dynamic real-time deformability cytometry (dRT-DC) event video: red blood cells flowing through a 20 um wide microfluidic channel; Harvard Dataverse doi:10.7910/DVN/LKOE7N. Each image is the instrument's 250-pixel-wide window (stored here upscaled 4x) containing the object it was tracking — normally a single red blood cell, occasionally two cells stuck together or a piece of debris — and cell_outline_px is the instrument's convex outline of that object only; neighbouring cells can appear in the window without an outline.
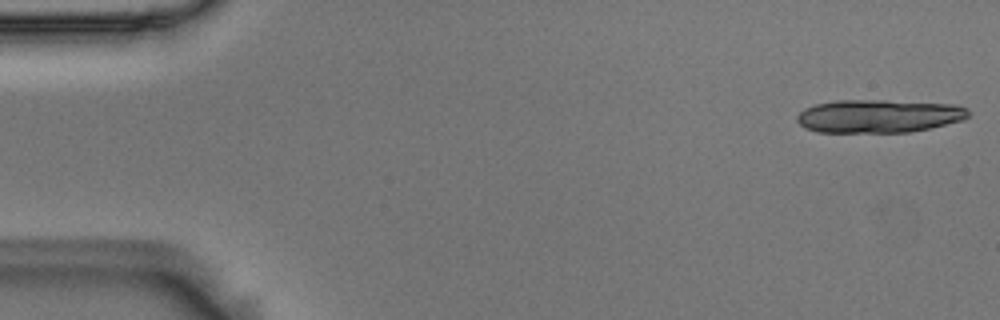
{"species": "Egyptian fruit bat (a non-hibernating species)", "species_latin": "Rousettus aegyptiacus", "temperature_condition": "room temperature", "stored_images_in_passage": 5, "camera_frame_rate_fps": 3000, "um_per_image_px": 0.085, "animal": {"sex": "male"}, "frame": {"image": 1, "passage_image": 1, "time_ms": 0.0, "image_size_px": [1000, 320], "cell_outline_px": [[972, 112], [964, 120], [928, 128], [908, 132], [816, 132], [804, 128], [796, 120], [796, 116], [804, 108], [816, 104], [836, 100], [884, 100], [956, 104], [968, 108]], "centroid_in_image_um": [74.7, 9.86], "position_along_channel_um": 10.3, "area_um2": 33.41}}